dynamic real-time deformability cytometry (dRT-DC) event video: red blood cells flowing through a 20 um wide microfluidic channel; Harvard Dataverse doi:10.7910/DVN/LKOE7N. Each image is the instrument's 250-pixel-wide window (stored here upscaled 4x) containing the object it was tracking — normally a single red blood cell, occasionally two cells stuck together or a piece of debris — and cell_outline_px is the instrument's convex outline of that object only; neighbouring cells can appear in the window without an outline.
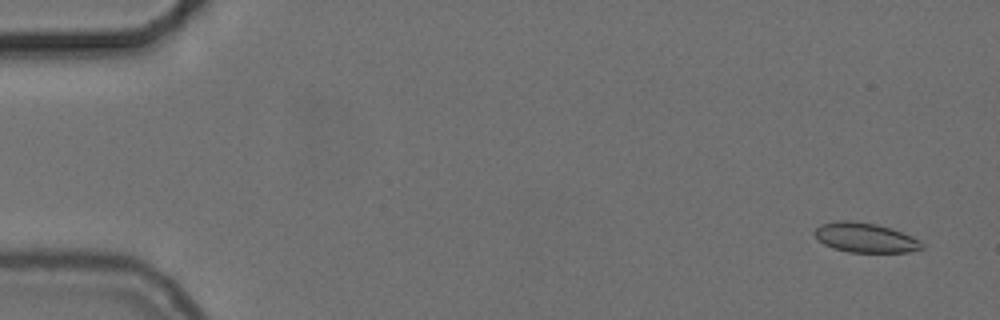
{"species": "common noctule bat (a hibernating species)", "species_latin": "Nyctalus noctula", "temperature_condition": "cold", "stored_images_in_passage": 56, "camera_frame_rate_fps": 3000, "um_per_image_px": 0.085, "animal": {"sex": "female", "body_mass_g": 24.6, "forearm_length_mm": 56.2}, "frame": {"image": 1, "passage_image": 3, "time_ms": 0.667, "image_size_px": [1000, 320], "cell_outline_px": [[924, 248], [908, 252], [848, 252], [832, 248], [824, 244], [812, 232], [820, 224], [836, 220], [852, 220], [876, 224], [892, 228], [912, 236], [920, 240], [924, 244]], "centroid_in_image_um": [73.55, 20.19], "position_along_channel_um": 11.5, "area_um2": 18.73}}
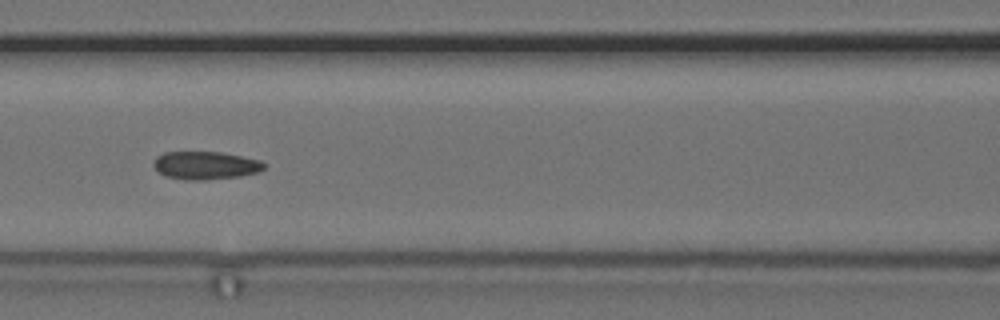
{"frame": {"image": 2, "passage_image": 25, "time_ms": 8.0, "image_size_px": [1000, 320], "cell_outline_px": [[268, 164], [264, 168], [256, 172], [240, 176], [204, 180], [184, 180], [164, 176], [152, 164], [156, 156], [164, 152], [220, 152], [260, 160]], "centroid_in_image_um": [17.45, 14.06], "position_along_channel_um": 149.2, "area_um2": 18.03}}
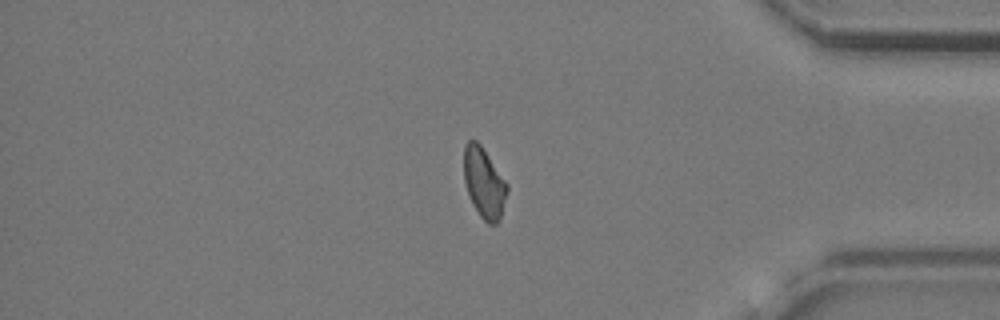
{"frame": {"image": 3, "passage_image": 47, "time_ms": 15.333, "image_size_px": [1000, 320], "cell_outline_px": [[508, 192], [500, 220], [496, 224], [488, 224], [480, 216], [472, 204], [464, 180], [464, 144], [468, 140], [476, 140], [480, 144], [508, 184]], "centroid_in_image_um": [41.15, 15.56], "position_along_channel_um": 394.0, "area_um2": 17.74}, "authors_computed_cell_mechanics": {"area_um2": 18.207, "velocity_mm_per_s": 3.7119, "shape_relaxation_time_tau1_ms": 9.8857, "shape_relaxation_time_tau2_ms": 2.562, "deformation_change_tau1": 0.1417, "deformation_change_tau2": 0.0747}}